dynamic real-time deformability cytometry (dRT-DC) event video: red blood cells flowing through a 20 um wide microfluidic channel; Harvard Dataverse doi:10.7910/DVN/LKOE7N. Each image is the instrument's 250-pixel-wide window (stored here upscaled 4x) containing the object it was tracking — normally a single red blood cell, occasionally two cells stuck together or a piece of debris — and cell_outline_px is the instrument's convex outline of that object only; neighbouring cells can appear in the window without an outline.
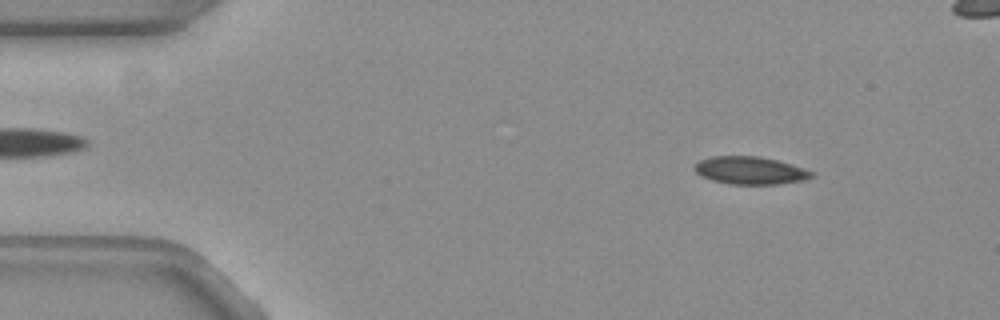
{"species": "common noctule bat (a hibernating species)", "species_latin": "Nyctalus noctula", "temperature_condition": "warm", "stored_images_in_passage": 54, "camera_frame_rate_fps": 3000, "um_per_image_px": 0.085, "animal": {"sex": "female", "body_mass_g": 19.3, "forearm_length_mm": 54.1}, "frame": {"image": 1, "passage_image": 6, "time_ms": 1.667, "image_size_px": [1000, 320], "cell_outline_px": [[816, 176], [804, 180], [776, 184], [728, 184], [712, 180], [696, 172], [692, 168], [700, 160], [712, 156], [756, 156], [776, 160], [804, 168], [816, 172]], "centroid_in_image_um": [63.8, 14.49], "position_along_channel_um": 21.2, "area_um2": 18.84}}
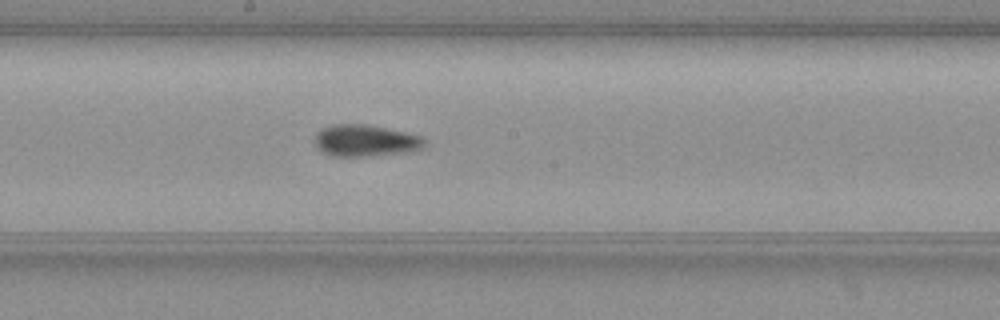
{"frame": {"image": 2, "passage_image": 28, "time_ms": 9.0, "image_size_px": [1000, 320], "cell_outline_px": [[424, 148], [408, 152], [368, 156], [332, 156], [320, 152], [316, 148], [316, 132], [320, 128], [332, 124], [364, 124], [404, 132], [420, 136], [424, 140]], "centroid_in_image_um": [31.0, 11.96], "position_along_channel_um": 217.2, "area_um2": 20.29}}
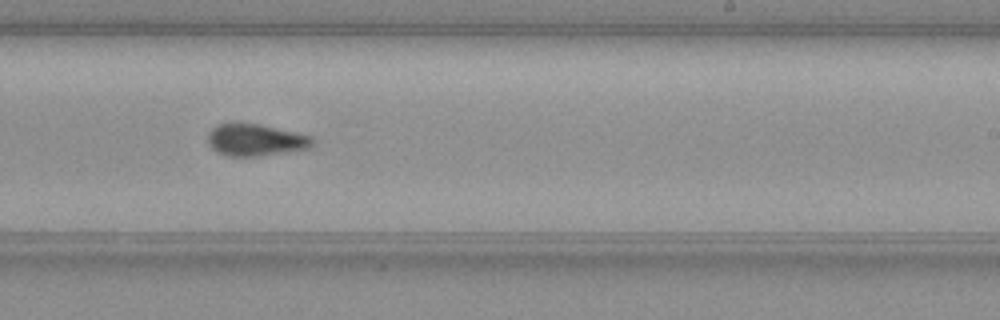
{"frame": {"image": 3, "passage_image": 32, "time_ms": 10.333, "image_size_px": [1000, 320], "cell_outline_px": [[316, 144], [312, 148], [260, 156], [228, 156], [216, 152], [208, 144], [208, 132], [216, 124], [260, 124], [296, 132], [312, 136], [316, 140]], "centroid_in_image_um": [21.78, 11.91], "position_along_channel_um": 267.2, "area_um2": 19.71}, "authors_computed_cell_mechanics": {"area_um2": 19.3052, "velocity_mm_per_s": 3.7859, "shape_relaxation_time_tau1_ms": null, "shape_relaxation_time_tau2_ms": 3.8408, "deformation_change_tau1": null, "deformation_change_tau2": 0.0823}}